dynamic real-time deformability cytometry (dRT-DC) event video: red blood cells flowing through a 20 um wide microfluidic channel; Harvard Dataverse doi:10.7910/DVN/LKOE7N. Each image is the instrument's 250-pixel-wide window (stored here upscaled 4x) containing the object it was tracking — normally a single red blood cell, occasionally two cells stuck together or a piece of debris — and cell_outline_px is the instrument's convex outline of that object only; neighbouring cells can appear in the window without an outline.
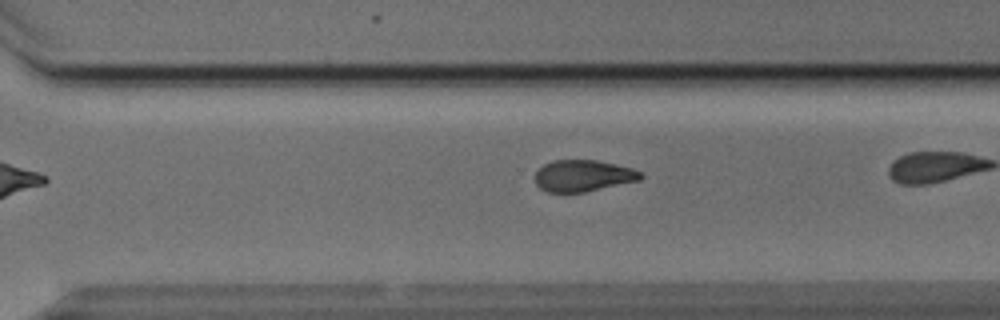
{"species": "Egyptian fruit bat (a non-hibernating species)", "species_latin": "Rousettus aegyptiacus", "temperature_condition": "cold", "stored_images_in_passage": 22, "camera_frame_rate_fps": 3000, "um_per_image_px": 0.085, "animal": {"sex": "male"}, "frame": {"image": 1, "passage_image": 18, "time_ms": 5.667, "image_size_px": [1000, 320], "cell_outline_px": [[644, 176], [640, 180], [584, 192], [548, 192], [540, 188], [536, 184], [536, 172], [544, 164], [552, 160], [596, 160], [616, 164], [632, 168], [640, 172]], "centroid_in_image_um": [49.57, 14.93], "position_along_channel_um": 321.0, "area_um2": 19.31}, "authors_computed_cell_mechanics": {"area_um2": 20.4612, "velocity_mm_per_s": 3.8435, "shape_relaxation_time_tau1_ms": 3.6823, "shape_relaxation_time_tau2_ms": 3.8332, "deformation_change_tau1": 0.1163, "deformation_change_tau2": 0.1017}}